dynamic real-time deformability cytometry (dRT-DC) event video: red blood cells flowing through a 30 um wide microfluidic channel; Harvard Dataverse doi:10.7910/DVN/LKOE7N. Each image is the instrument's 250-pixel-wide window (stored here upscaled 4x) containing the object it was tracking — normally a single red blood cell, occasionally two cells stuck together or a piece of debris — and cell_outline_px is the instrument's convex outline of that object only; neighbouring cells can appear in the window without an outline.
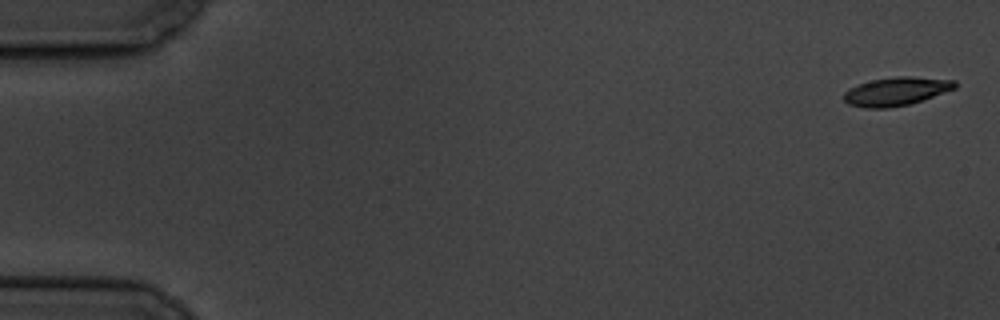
{"species": "common noctule bat (a hibernating species)", "species_latin": "Nyctalus noctula", "temperature_condition": "cold", "stored_images_in_passage": 9, "camera_frame_rate_fps": 3000, "um_per_image_px": 0.085, "animal": {"sex": "male", "body_mass_g": 19.5, "forearm_length_mm": 54.6}, "frame": {"image": 1, "passage_image": 1, "time_ms": 0.0, "image_size_px": [1000, 320], "cell_outline_px": [[956, 88], [908, 104], [888, 108], [864, 108], [848, 104], [844, 100], [844, 92], [848, 88], [872, 80], [896, 76], [912, 76], [956, 80]], "centroid_in_image_um": [76.15, 7.76], "position_along_channel_um": 8.8, "area_um2": 18.26}}
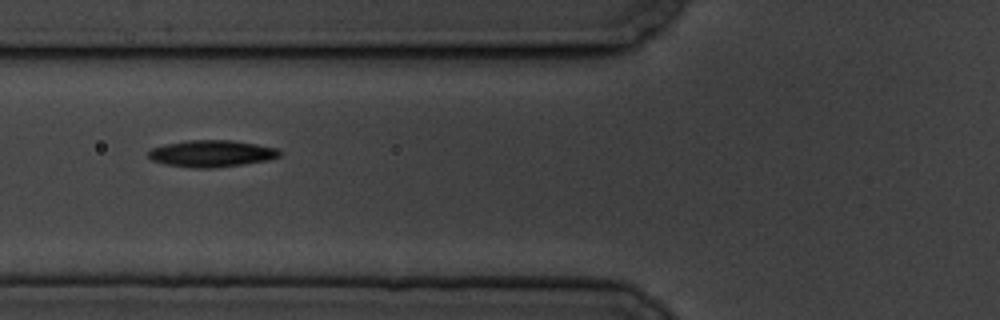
{"frame": {"image": 2, "passage_image": 7, "time_ms": 7.0, "image_size_px": [1000, 320], "cell_outline_px": [[284, 152], [280, 156], [268, 160], [212, 168], [196, 168], [164, 164], [152, 160], [148, 156], [148, 152], [152, 148], [164, 144], [188, 140], [232, 140], [256, 144], [276, 148]], "centroid_in_image_um": [17.98, 13.04], "position_along_channel_um": 107.8, "area_um2": 20.4}}
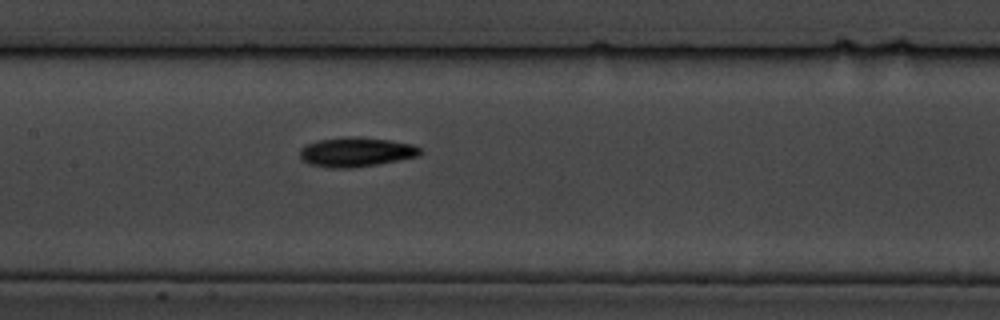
{"frame": {"image": 3, "passage_image": 9, "time_ms": 9.0, "image_size_px": [1000, 320], "cell_outline_px": [[424, 152], [420, 156], [376, 164], [352, 168], [328, 168], [308, 164], [300, 160], [300, 148], [304, 144], [316, 140], [344, 136], [352, 136], [388, 140], [412, 144], [420, 148]], "centroid_in_image_um": [30.21, 12.92], "position_along_channel_um": 177.2, "area_um2": 20.98}}